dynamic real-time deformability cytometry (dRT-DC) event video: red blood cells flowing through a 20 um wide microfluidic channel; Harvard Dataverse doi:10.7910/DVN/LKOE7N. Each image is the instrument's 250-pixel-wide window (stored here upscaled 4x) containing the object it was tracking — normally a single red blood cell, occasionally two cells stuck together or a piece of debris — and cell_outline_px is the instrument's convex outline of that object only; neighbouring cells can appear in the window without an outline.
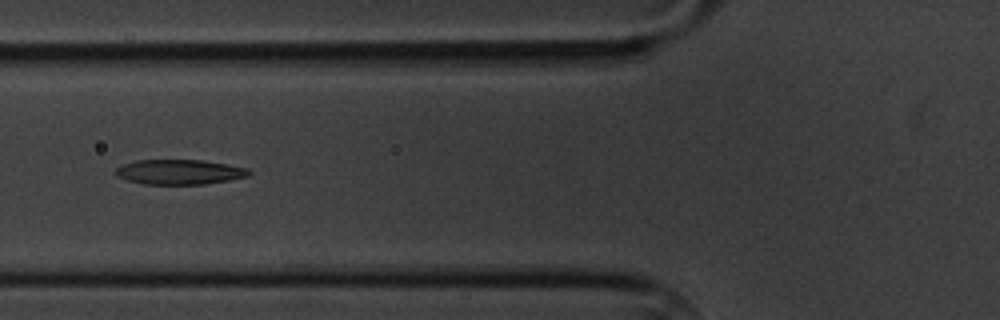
{"species": "common noctule bat (a hibernating species)", "species_latin": "Nyctalus noctula", "temperature_condition": "cold", "stored_images_in_passage": 14, "camera_frame_rate_fps": 3000, "um_per_image_px": 0.085, "animal": {"sex": "male", "body_mass_g": 20.1, "forearm_length_mm": 53.5}, "frame": {"image": 1, "passage_image": 5, "time_ms": 5.333, "image_size_px": [1000, 320], "cell_outline_px": [[252, 172], [248, 176], [228, 180], [204, 184], [144, 184], [128, 180], [116, 176], [112, 172], [116, 168], [124, 164], [136, 160], [204, 160], [228, 164], [248, 168]], "centroid_in_image_um": [15.24, 14.61], "position_along_channel_um": 110.6, "area_um2": 19.42}}
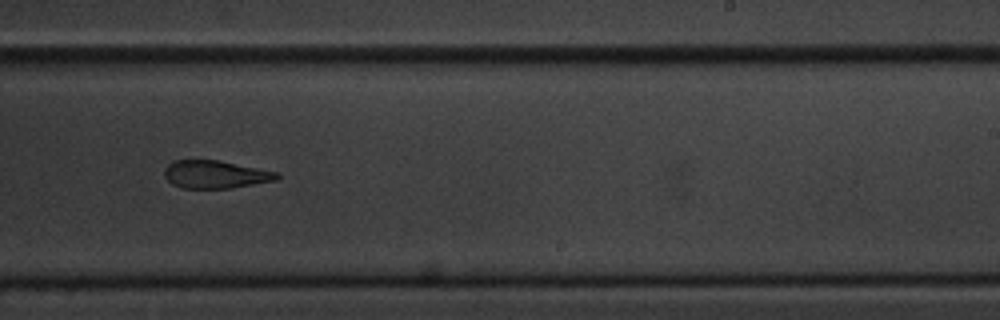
{"frame": {"image": 2, "passage_image": 9, "time_ms": 10.0, "image_size_px": [1000, 320], "cell_outline_px": [[280, 176], [276, 180], [228, 188], [180, 188], [172, 184], [164, 176], [164, 168], [168, 164], [176, 160], [220, 160], [276, 172]], "centroid_in_image_um": [18.25, 14.82], "position_along_channel_um": 270.7, "area_um2": 18.09}}
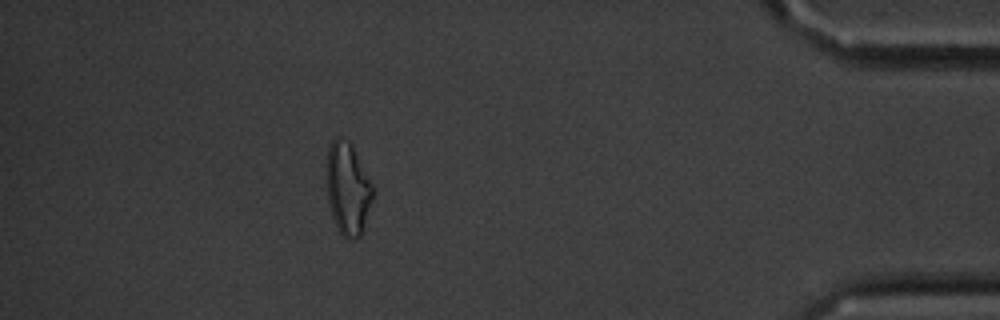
{"frame": {"image": 3, "passage_image": 13, "time_ms": 15.333, "image_size_px": [1000, 320], "cell_outline_px": [[372, 200], [364, 228], [360, 236], [356, 240], [348, 240], [340, 232], [332, 216], [328, 204], [328, 148], [332, 140], [336, 136], [340, 136], [348, 140], [352, 144], [372, 184]], "centroid_in_image_um": [29.57, 16.04], "position_along_channel_um": 405.6, "area_um2": 24.62}, "authors_computed_cell_mechanics": {"area_um2": 20.1144, "velocity_mm_per_s": 3.424, "shape_relaxation_time_tau1_ms": 3.0462, "shape_relaxation_time_tau2_ms": 3.4691, "deformation_change_tau1": 0.1197, "deformation_change_tau2": 0.1299}}